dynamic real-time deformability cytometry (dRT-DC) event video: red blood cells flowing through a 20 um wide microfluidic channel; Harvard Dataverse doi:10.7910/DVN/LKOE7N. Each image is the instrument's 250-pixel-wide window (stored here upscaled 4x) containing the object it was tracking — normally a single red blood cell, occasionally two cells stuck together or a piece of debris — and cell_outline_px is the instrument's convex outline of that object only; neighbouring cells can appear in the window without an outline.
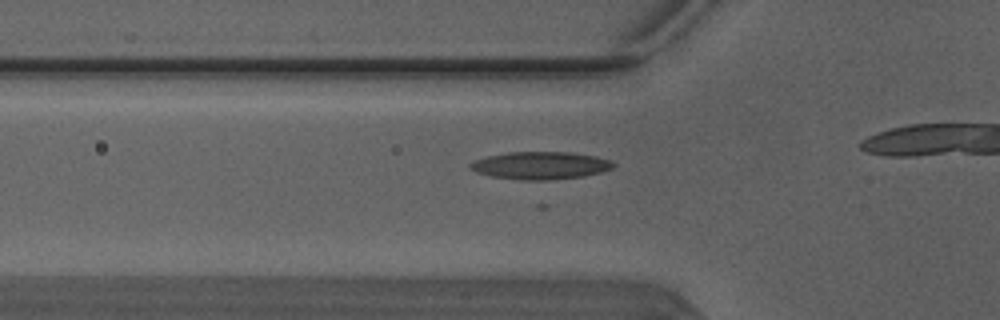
{"species": "Egyptian fruit bat (a non-hibernating species)", "species_latin": "Rousettus aegyptiacus", "temperature_condition": "warm", "stored_images_in_passage": 10, "camera_frame_rate_fps": 3000, "um_per_image_px": 0.085, "animal": {"sex": "male"}, "frame": {"image": 1, "passage_image": 5, "time_ms": 1.333, "image_size_px": [1000, 320], "cell_outline_px": [[616, 164], [612, 168], [600, 172], [584, 176], [548, 180], [520, 180], [492, 176], [476, 172], [468, 168], [468, 164], [476, 160], [488, 156], [508, 152], [572, 152], [596, 156], [612, 160]], "centroid_in_image_um": [45.95, 14.06], "position_along_channel_um": 79.9, "area_um2": 23.06}}
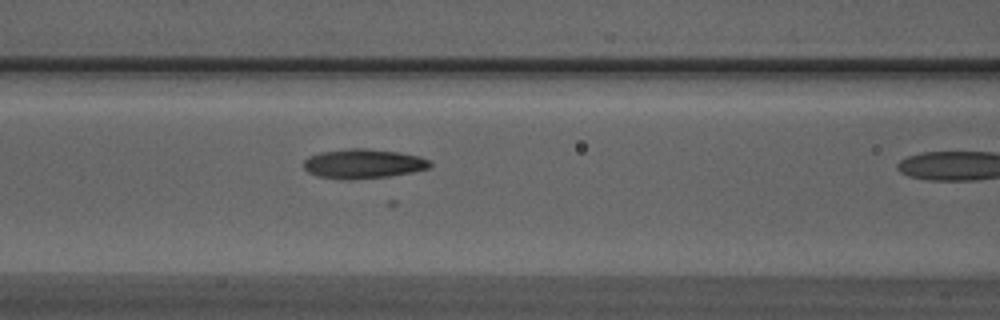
{"frame": {"image": 2, "passage_image": 9, "time_ms": 2.667, "image_size_px": [1000, 320], "cell_outline_px": [[432, 164], [428, 168], [412, 172], [388, 176], [352, 180], [340, 180], [316, 176], [308, 172], [304, 168], [304, 160], [308, 156], [320, 152], [348, 148], [364, 148], [396, 152], [416, 156], [428, 160]], "centroid_in_image_um": [30.79, 13.93], "position_along_channel_um": 135.8, "area_um2": 21.68}}